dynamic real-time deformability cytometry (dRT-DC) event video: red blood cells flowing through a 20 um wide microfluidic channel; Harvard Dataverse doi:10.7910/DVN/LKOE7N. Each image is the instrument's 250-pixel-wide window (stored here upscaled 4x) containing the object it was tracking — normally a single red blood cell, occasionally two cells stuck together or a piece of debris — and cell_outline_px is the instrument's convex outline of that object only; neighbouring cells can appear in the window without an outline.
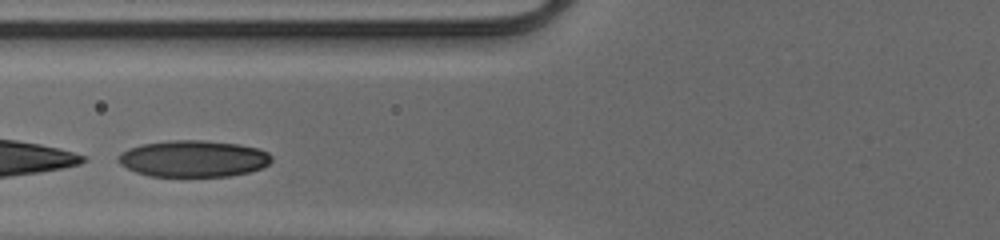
{"species": "human", "species_latin": "Homo sapiens", "temperature_condition": "cold", "stored_images_in_passage": 30, "segment_of_instrument_passage": [2, 2], "camera_frame_rate_fps": 3000, "um_per_image_px": 0.085, "donor": {"sex": "male"}, "frame": {"image": 1, "passage_image": 8, "time_ms": 2.333, "image_size_px": [1000, 240], "cell_outline_px": [[272, 160], [268, 164], [260, 168], [248, 172], [228, 176], [148, 176], [136, 172], [120, 164], [116, 160], [120, 152], [128, 148], [140, 144], [172, 140], [204, 140], [240, 144], [256, 148], [268, 152], [272, 156]], "centroid_in_image_um": [16.41, 13.48], "position_along_channel_um": 109.4, "area_um2": 32.77}}
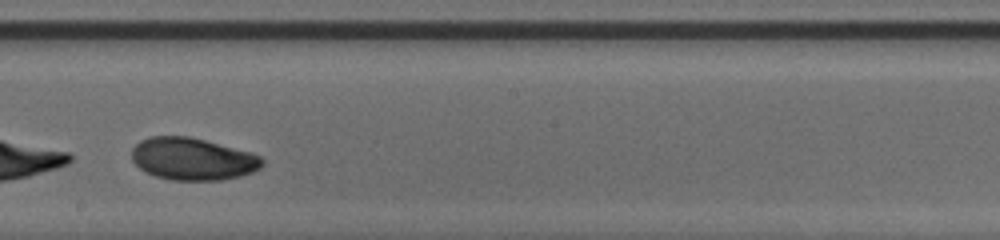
{"frame": {"image": 2, "passage_image": 17, "time_ms": 5.333, "image_size_px": [1000, 240], "cell_outline_px": [[264, 164], [260, 168], [252, 172], [240, 176], [220, 180], [172, 180], [156, 176], [140, 168], [132, 160], [132, 148], [140, 140], [148, 136], [188, 136], [252, 152], [260, 156], [264, 160]], "centroid_in_image_um": [16.39, 13.5], "position_along_channel_um": 231.8, "area_um2": 32.14}}
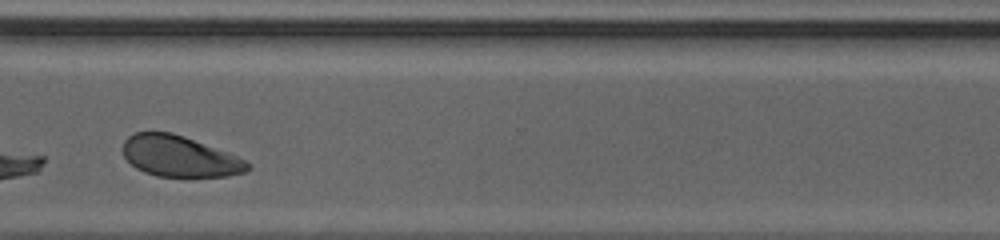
{"frame": {"image": 3, "passage_image": 26, "time_ms": 8.333, "image_size_px": [1000, 240], "cell_outline_px": [[252, 168], [244, 172], [228, 176], [156, 176], [144, 172], [136, 168], [124, 156], [120, 148], [124, 140], [128, 136], [136, 132], [172, 132], [184, 136], [228, 152], [244, 160]], "centroid_in_image_um": [15.22, 13.28], "position_along_channel_um": 355.4, "area_um2": 29.71}}